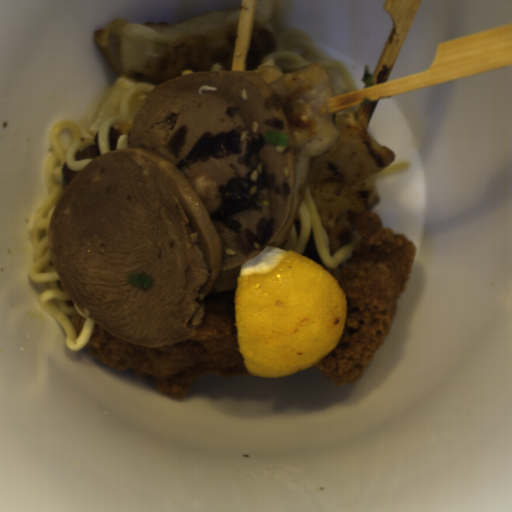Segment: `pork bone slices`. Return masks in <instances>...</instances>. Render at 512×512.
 I'll return each mask as SVG.
<instances>
[{"label":"pork bone slices","instance_id":"pork-bone-slices-1","mask_svg":"<svg viewBox=\"0 0 512 512\" xmlns=\"http://www.w3.org/2000/svg\"><path fill=\"white\" fill-rule=\"evenodd\" d=\"M267 129L289 136L260 153L288 200L267 190L262 211L230 215L256 232L264 215L275 233L262 251L244 256L234 233L211 221L219 185L243 177L245 140ZM210 131L238 130L242 153L174 167ZM295 190V135L277 93L261 73L197 71L163 81L136 111L126 148L88 163L64 188L47 229L53 264L76 307L111 336L158 348L193 338L207 296L224 272L273 246L287 224ZM151 278L142 288L128 274Z\"/></svg>","mask_w":512,"mask_h":512}]
</instances>
